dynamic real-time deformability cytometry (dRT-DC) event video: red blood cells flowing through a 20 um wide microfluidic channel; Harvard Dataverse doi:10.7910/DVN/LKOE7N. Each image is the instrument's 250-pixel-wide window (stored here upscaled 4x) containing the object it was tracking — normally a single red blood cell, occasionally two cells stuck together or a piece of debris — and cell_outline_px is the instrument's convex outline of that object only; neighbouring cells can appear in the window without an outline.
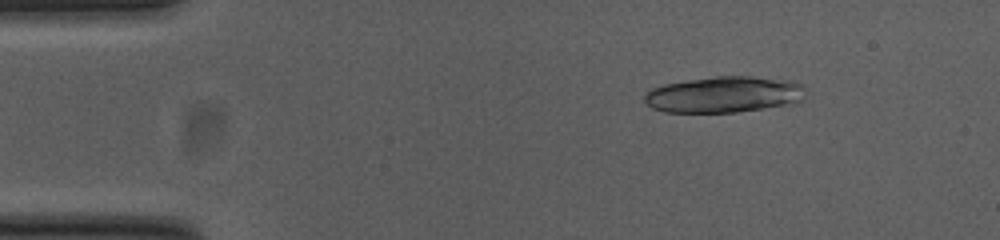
{"species": "common noctule bat (a hibernating species)", "species_latin": "Nyctalus noctula", "temperature_condition": "cold", "stored_images_in_passage": 18, "camera_frame_rate_fps": 3000, "um_per_image_px": 0.085, "animal": {"sex": "female", "body_mass_g": 23.0, "forearm_length_mm": 53.4}, "frame": {"image": 1, "passage_image": 5, "time_ms": 1.333, "image_size_px": [1000, 240], "cell_outline_px": [[804, 100], [796, 104], [736, 112], [664, 112], [652, 108], [644, 100], [644, 96], [652, 88], [664, 84], [688, 80], [716, 76], [748, 76], [792, 80], [800, 84], [804, 88]], "centroid_in_image_um": [61.59, 8.04], "position_along_channel_um": 23.4, "area_um2": 34.16}}